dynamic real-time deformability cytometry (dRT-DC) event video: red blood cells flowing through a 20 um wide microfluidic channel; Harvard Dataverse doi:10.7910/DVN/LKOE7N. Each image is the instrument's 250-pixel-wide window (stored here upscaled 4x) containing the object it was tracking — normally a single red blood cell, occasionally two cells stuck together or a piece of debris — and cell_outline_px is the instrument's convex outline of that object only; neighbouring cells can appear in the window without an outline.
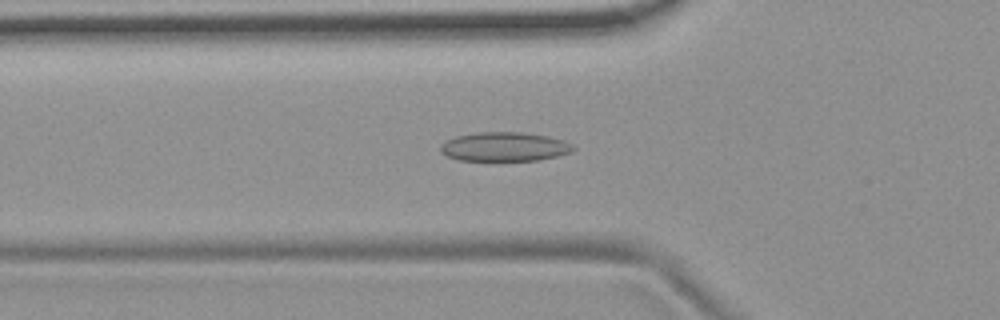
{"species": "common noctule bat (a hibernating species)", "species_latin": "Nyctalus noctula", "temperature_condition": "room temperature", "stored_images_in_passage": 47, "camera_frame_rate_fps": 3000, "um_per_image_px": 0.085, "animal": {"sex": "female", "body_mass_g": 19.9}, "frame": {"image": 1, "passage_image": 12, "time_ms": 3.667, "image_size_px": [1000, 320], "cell_outline_px": [[576, 148], [572, 152], [540, 160], [460, 160], [448, 156], [440, 152], [440, 144], [456, 136], [476, 132], [524, 132], [548, 136], [564, 140], [572, 144]], "centroid_in_image_um": [42.9, 12.46], "position_along_channel_um": 82.9, "area_um2": 22.54}}
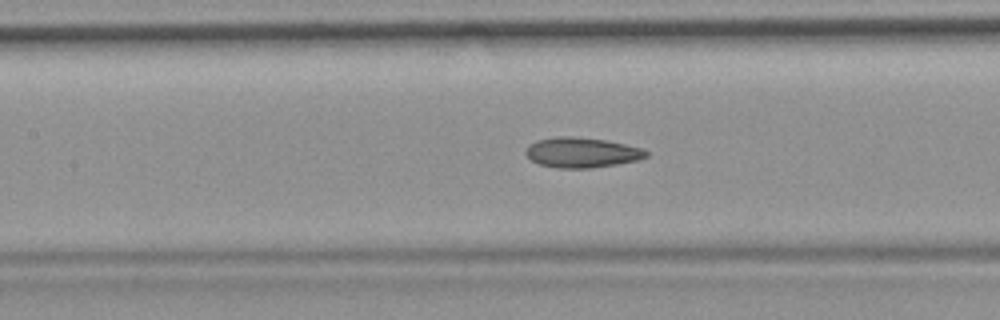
{"frame": {"image": 2, "passage_image": 18, "time_ms": 5.667, "image_size_px": [1000, 320], "cell_outline_px": [[648, 156], [636, 160], [616, 164], [592, 168], [556, 168], [540, 164], [532, 160], [524, 152], [528, 144], [536, 140], [556, 136], [572, 136], [604, 140], [624, 144], [640, 148], [648, 152]], "centroid_in_image_um": [49.4, 12.96], "position_along_channel_um": 158.0, "area_um2": 21.04}}
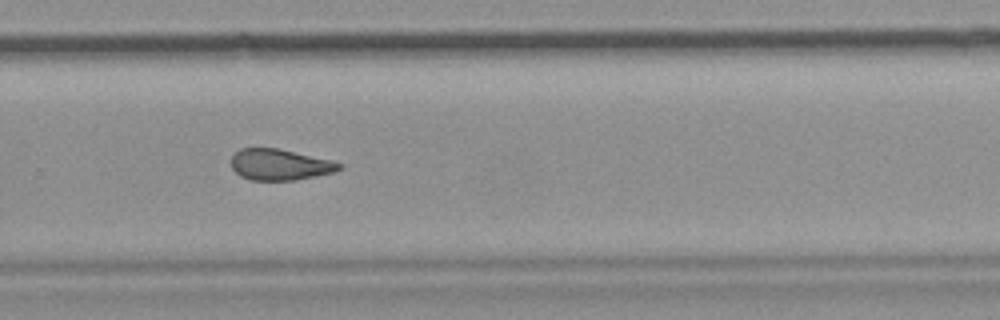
{"frame": {"image": 3, "passage_image": 30, "time_ms": 9.667, "image_size_px": [1000, 320], "cell_outline_px": [[344, 164], [336, 172], [296, 180], [252, 180], [240, 176], [232, 168], [232, 156], [240, 148], [280, 148], [332, 160]], "centroid_in_image_um": [23.82, 13.99], "position_along_channel_um": 306.0, "area_um2": 19.71}, "authors_computed_cell_mechanics": {"area_um2": 20.8658, "velocity_mm_per_s": 3.7141, "shape_relaxation_time_tau1_ms": null, "shape_relaxation_time_tau2_ms": 3.3756, "deformation_change_tau1": null, "deformation_change_tau2": 0.0947}}